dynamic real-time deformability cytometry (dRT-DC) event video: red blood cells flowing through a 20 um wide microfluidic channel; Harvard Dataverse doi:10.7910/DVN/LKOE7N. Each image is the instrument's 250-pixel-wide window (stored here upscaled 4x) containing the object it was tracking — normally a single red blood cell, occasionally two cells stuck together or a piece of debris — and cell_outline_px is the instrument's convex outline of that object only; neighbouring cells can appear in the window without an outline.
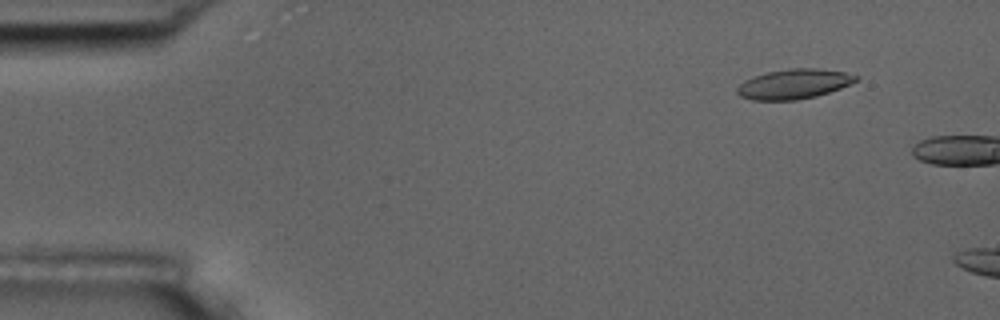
{"species": "common noctule bat (a hibernating species)", "species_latin": "Nyctalus noctula", "temperature_condition": "room temperature", "stored_images_in_passage": 3, "camera_frame_rate_fps": 3000, "um_per_image_px": 0.085, "animal": {"sex": "male", "body_mass_g": 17.5, "forearm_length_mm": 52.3}, "frame": {"image": 1, "passage_image": 2, "time_ms": 0.333, "image_size_px": [1000, 320], "cell_outline_px": [[856, 80], [840, 88], [816, 96], [796, 100], [752, 100], [740, 96], [736, 92], [736, 88], [744, 80], [752, 76], [768, 72], [788, 68], [816, 68], [844, 72], [856, 76]], "centroid_in_image_um": [67.4, 7.14], "position_along_channel_um": 17.6, "area_um2": 20.46}}